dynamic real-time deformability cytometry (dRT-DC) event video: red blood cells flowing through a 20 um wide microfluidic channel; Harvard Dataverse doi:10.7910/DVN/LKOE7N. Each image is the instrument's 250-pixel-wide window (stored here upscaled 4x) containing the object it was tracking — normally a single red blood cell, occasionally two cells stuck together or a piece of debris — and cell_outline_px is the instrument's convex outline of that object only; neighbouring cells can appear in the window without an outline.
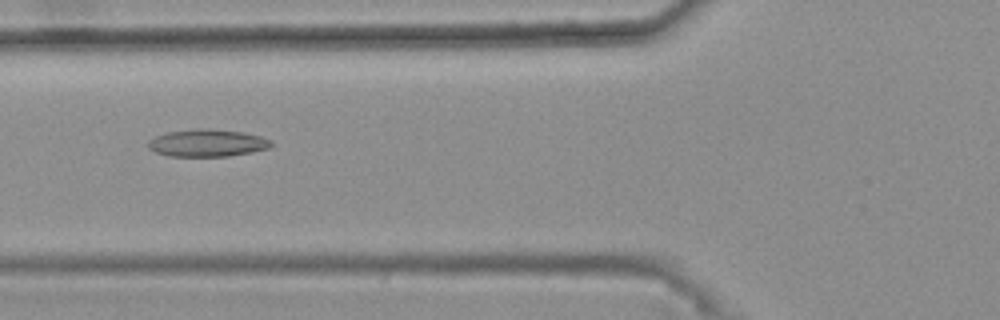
{"species": "common noctule bat (a hibernating species)", "species_latin": "Nyctalus noctula", "temperature_condition": "warm", "stored_images_in_passage": 49, "camera_frame_rate_fps": 3000, "um_per_image_px": 0.085, "animal": {"sex": "female", "body_mass_g": 25.1}, "frame": {"image": 1, "passage_image": 21, "time_ms": 6.667, "image_size_px": [1000, 320], "cell_outline_px": [[272, 144], [268, 148], [252, 152], [228, 156], [168, 156], [156, 152], [148, 148], [148, 140], [164, 132], [196, 128], [208, 128], [244, 132], [260, 136], [272, 140]], "centroid_in_image_um": [17.6, 12.14], "position_along_channel_um": 108.2, "area_um2": 19.77}}
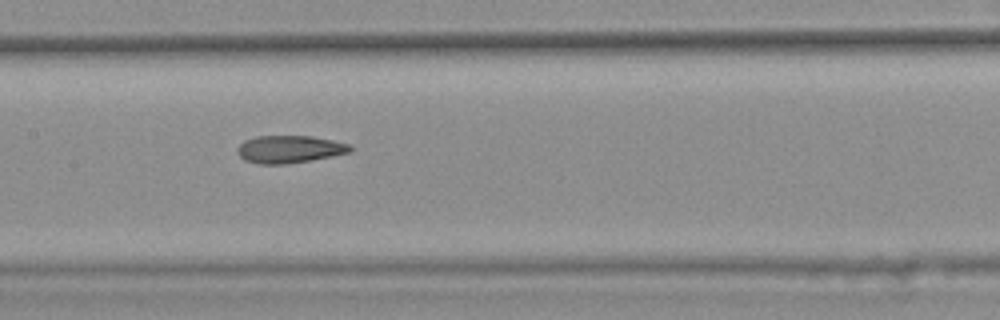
{"frame": {"image": 2, "passage_image": 27, "time_ms": 8.667, "image_size_px": [1000, 320], "cell_outline_px": [[352, 148], [348, 152], [332, 156], [312, 160], [284, 164], [260, 164], [244, 160], [236, 152], [236, 148], [244, 140], [256, 136], [312, 136], [352, 144]], "centroid_in_image_um": [24.58, 12.68], "position_along_channel_um": 182.8, "area_um2": 18.15}}
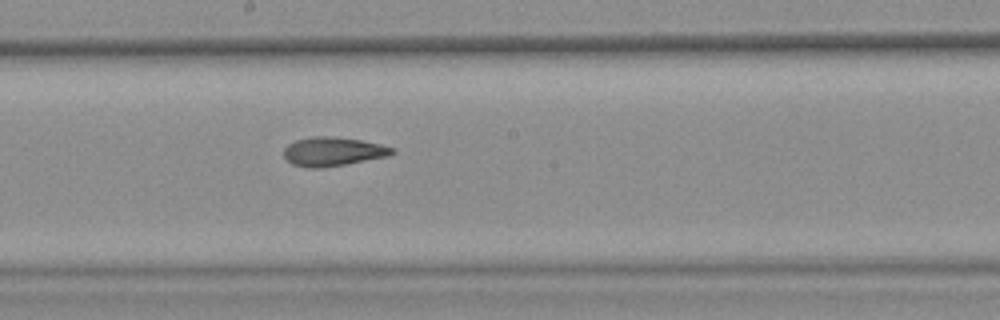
{"frame": {"image": 3, "passage_image": 30, "time_ms": 9.667, "image_size_px": [1000, 320], "cell_outline_px": [[396, 152], [388, 156], [324, 168], [308, 168], [292, 164], [284, 156], [284, 148], [288, 144], [296, 140], [312, 136], [332, 136], [360, 140], [380, 144], [396, 148]], "centroid_in_image_um": [28.31, 12.88], "position_along_channel_um": 219.9, "area_um2": 18.32}, "authors_computed_cell_mechanics": {"area_um2": 18.6694, "velocity_mm_per_s": 3.7221, "shape_relaxation_time_tau1_ms": null, "shape_relaxation_time_tau2_ms": 2.0298, "deformation_change_tau1": null, "deformation_change_tau2": 0.0947}}